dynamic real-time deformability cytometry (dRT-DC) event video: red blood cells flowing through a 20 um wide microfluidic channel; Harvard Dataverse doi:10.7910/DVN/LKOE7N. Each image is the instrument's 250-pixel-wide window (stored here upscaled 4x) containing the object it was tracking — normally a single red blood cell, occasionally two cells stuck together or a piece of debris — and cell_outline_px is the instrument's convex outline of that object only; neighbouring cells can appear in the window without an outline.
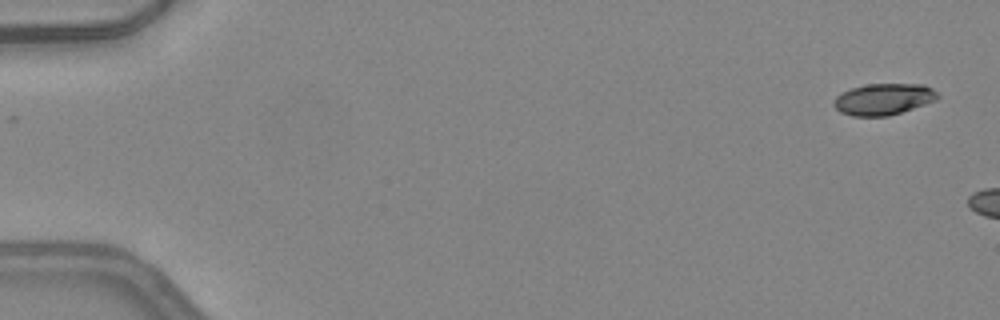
{"species": "common noctule bat (a hibernating species)", "species_latin": "Nyctalus noctula", "temperature_condition": "warm", "stored_images_in_passage": 5, "camera_frame_rate_fps": 3000, "um_per_image_px": 0.085, "animal": {"sex": "female", "body_mass_g": 24.6, "forearm_length_mm": 56.2}, "frame": {"image": 1, "passage_image": 1, "time_ms": 0.0, "image_size_px": [1000, 320], "cell_outline_px": [[940, 96], [936, 100], [888, 116], [852, 116], [840, 112], [832, 104], [836, 96], [840, 92], [852, 88], [868, 84], [924, 84], [932, 88]], "centroid_in_image_um": [75.07, 8.42], "position_along_channel_um": 9.9, "area_um2": 18.96}}